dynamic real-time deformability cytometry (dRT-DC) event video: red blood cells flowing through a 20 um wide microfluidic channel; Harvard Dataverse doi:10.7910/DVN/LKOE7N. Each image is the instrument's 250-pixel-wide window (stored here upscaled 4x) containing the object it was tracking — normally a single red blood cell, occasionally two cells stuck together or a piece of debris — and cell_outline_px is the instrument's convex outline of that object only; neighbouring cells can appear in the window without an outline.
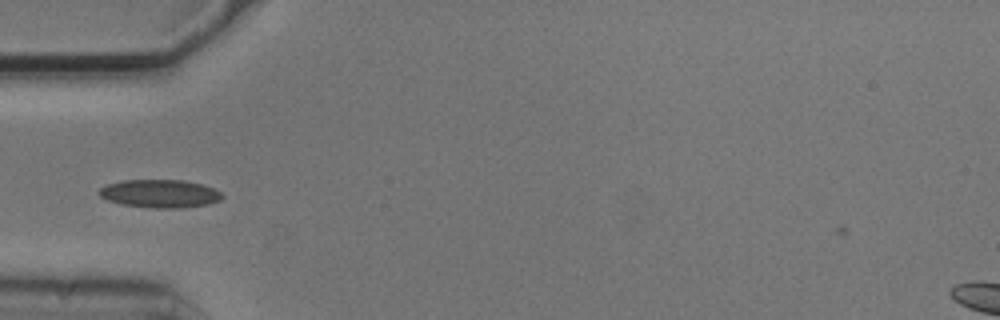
{"species": "common noctule bat (a hibernating species)", "species_latin": "Nyctalus noctula", "temperature_condition": "cold", "stored_images_in_passage": 4, "camera_frame_rate_fps": 3000, "um_per_image_px": 0.085, "animal": {"sex": "male", "body_mass_g": 20.5, "forearm_length_mm": 52.5}, "frame": {"image": 1, "passage_image": 1, "time_ms": 0.0, "image_size_px": [1000, 320], "cell_outline_px": [[224, 196], [220, 200], [208, 204], [184, 208], [152, 208], [120, 204], [108, 200], [100, 196], [96, 192], [100, 188], [108, 184], [124, 180], [184, 180], [200, 184], [212, 188], [220, 192]], "centroid_in_image_um": [13.57, 16.46], "position_along_channel_um": 71.4, "area_um2": 20.17}}
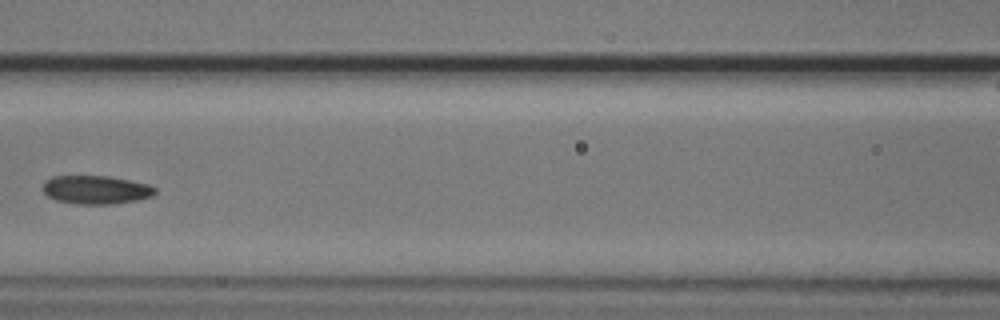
{"frame": {"image": 2, "passage_image": 3, "time_ms": 0.667, "image_size_px": [1000, 320], "cell_outline_px": [[156, 192], [152, 196], [136, 200], [112, 204], [76, 204], [56, 200], [48, 196], [44, 192], [44, 180], [52, 176], [108, 176], [148, 184], [156, 188]], "centroid_in_image_um": [8.15, 16.13], "position_along_channel_um": 158.5, "area_um2": 18.55}}